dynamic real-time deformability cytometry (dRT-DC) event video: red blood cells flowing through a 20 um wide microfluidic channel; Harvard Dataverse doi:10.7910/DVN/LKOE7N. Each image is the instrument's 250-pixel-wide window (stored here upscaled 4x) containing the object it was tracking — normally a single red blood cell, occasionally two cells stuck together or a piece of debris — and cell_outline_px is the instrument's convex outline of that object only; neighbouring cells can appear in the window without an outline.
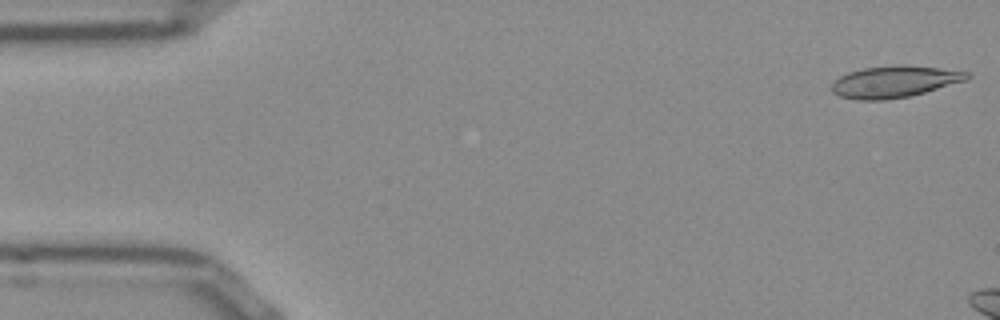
{"species": "Egyptian fruit bat (a non-hibernating species)", "species_latin": "Rousettus aegyptiacus", "temperature_condition": "room temperature", "stored_images_in_passage": 9, "camera_frame_rate_fps": 3000, "um_per_image_px": 0.085, "frame": {"image": 1, "passage_image": 1, "time_ms": 0.0, "image_size_px": [1000, 320], "cell_outline_px": [[972, 76], [968, 80], [924, 92], [908, 96], [884, 100], [856, 100], [840, 96], [832, 92], [832, 84], [840, 76], [848, 72], [864, 68], [904, 64], [940, 68], [968, 72]], "centroid_in_image_um": [76.05, 6.94], "position_along_channel_um": 9.0, "area_um2": 24.91}}